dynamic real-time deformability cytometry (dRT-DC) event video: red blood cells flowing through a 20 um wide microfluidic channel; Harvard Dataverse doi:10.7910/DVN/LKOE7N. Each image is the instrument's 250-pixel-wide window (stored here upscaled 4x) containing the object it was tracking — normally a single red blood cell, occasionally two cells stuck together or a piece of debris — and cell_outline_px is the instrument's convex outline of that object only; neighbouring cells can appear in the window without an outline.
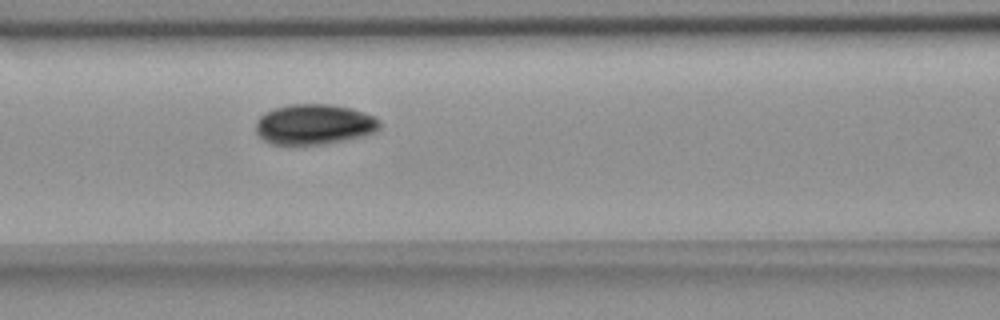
{"species": "common noctule bat (a hibernating species)", "species_latin": "Nyctalus noctula", "temperature_condition": "room temperature", "stored_images_in_passage": 36, "camera_frame_rate_fps": 3000, "um_per_image_px": 0.085, "animal": {"sex": "female", "body_mass_g": 18.4}, "frame": {"image": 1, "passage_image": 15, "time_ms": 4.667, "image_size_px": [1000, 320], "cell_outline_px": [[380, 128], [376, 132], [364, 136], [324, 144], [272, 144], [260, 140], [256, 136], [256, 120], [264, 112], [288, 104], [332, 104], [364, 112], [376, 116], [380, 120]], "centroid_in_image_um": [26.69, 10.57], "position_along_channel_um": 139.9, "area_um2": 29.48}}